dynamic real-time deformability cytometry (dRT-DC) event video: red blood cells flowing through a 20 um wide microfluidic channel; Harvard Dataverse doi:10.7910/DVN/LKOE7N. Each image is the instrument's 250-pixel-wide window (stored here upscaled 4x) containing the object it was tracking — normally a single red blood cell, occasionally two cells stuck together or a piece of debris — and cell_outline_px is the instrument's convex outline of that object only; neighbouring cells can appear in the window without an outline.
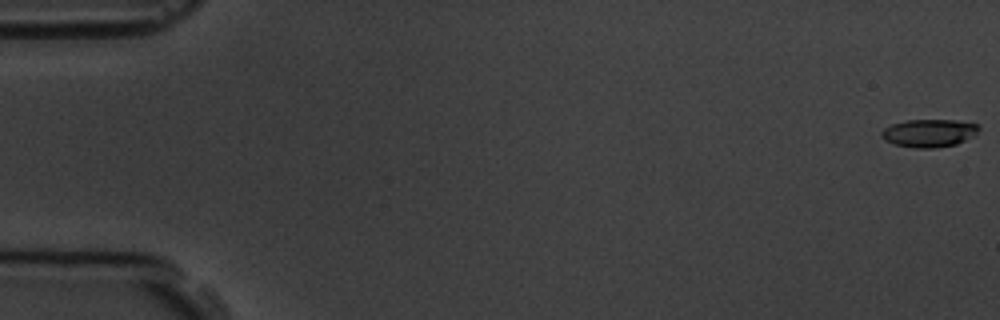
{"species": "common noctule bat (a hibernating species)", "species_latin": "Nyctalus noctula", "temperature_condition": "room temperature", "stored_images_in_passage": 57, "camera_frame_rate_fps": 3000, "um_per_image_px": 0.085, "animal": {"sex": "male", "body_mass_g": 19.5, "forearm_length_mm": 54.6}, "frame": {"image": 1, "passage_image": 1, "time_ms": 0.0, "image_size_px": [1000, 320], "cell_outline_px": [[980, 128], [972, 136], [956, 144], [936, 148], [912, 148], [896, 144], [884, 140], [880, 136], [880, 132], [884, 128], [892, 124], [908, 120], [956, 120], [980, 124]], "centroid_in_image_um": [78.95, 11.31], "position_along_channel_um": 6.0, "area_um2": 15.84}}
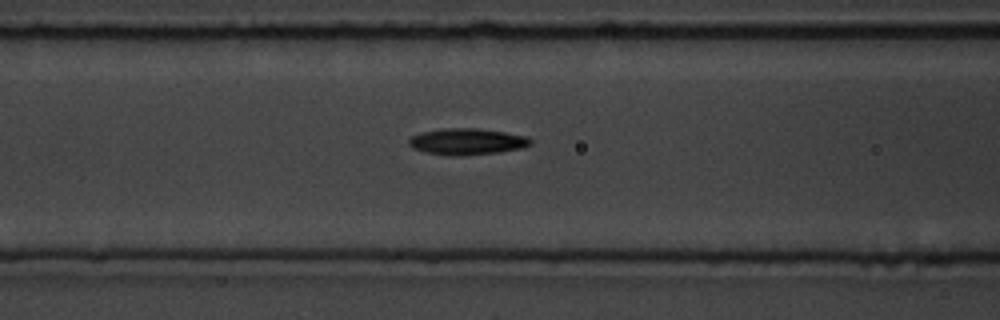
{"frame": {"image": 2, "passage_image": 24, "time_ms": 7.667, "image_size_px": [1000, 320], "cell_outline_px": [[532, 144], [524, 148], [500, 152], [456, 156], [448, 156], [428, 152], [412, 148], [408, 144], [408, 140], [412, 136], [420, 132], [440, 128], [476, 128], [504, 132], [528, 136], [532, 140]], "centroid_in_image_um": [39.71, 12.03], "position_along_channel_um": 126.9, "area_um2": 18.9}}
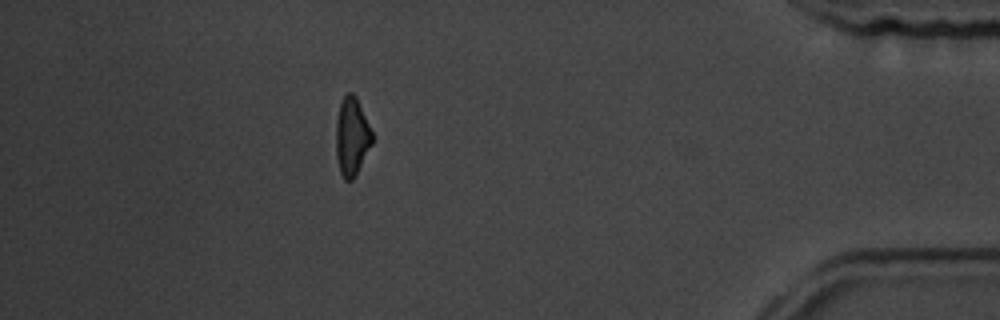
{"frame": {"image": 3, "passage_image": 51, "time_ms": 16.667, "image_size_px": [1000, 320], "cell_outline_px": [[372, 144], [356, 176], [352, 180], [344, 180], [340, 172], [336, 156], [336, 120], [340, 104], [344, 96], [348, 92], [352, 92], [356, 96], [372, 132]], "centroid_in_image_um": [29.9, 11.63], "position_along_channel_um": 405.3, "area_um2": 16.47}, "authors_computed_cell_mechanics": {"area_um2": 17.2244, "velocity_mm_per_s": 3.6331, "shape_relaxation_time_tau1_ms": 2.2503, "shape_relaxation_time_tau2_ms": 4.3849, "deformation_change_tau1": 0.1557, "deformation_change_tau2": 0.135}}